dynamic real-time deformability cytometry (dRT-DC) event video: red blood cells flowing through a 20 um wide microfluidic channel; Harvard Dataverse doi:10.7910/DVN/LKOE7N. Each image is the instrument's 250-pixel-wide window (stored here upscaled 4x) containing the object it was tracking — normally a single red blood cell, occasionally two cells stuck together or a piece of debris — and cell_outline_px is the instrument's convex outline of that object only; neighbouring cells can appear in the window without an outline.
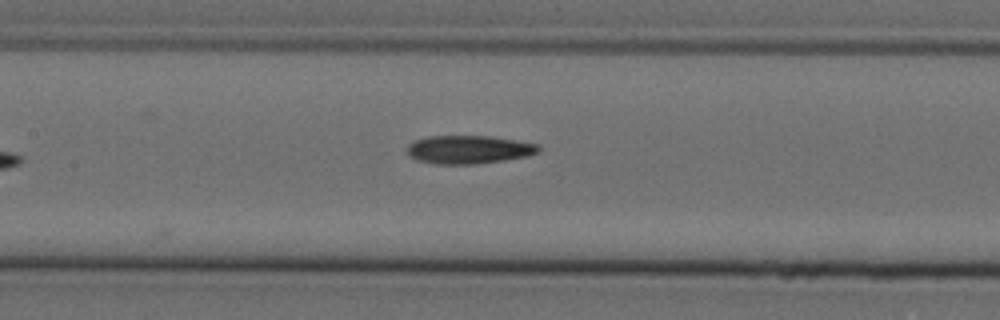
{"species": "Egyptian fruit bat (a non-hibernating species)", "species_latin": "Rousettus aegyptiacus", "temperature_condition": "cold", "stored_images_in_passage": 7, "camera_frame_rate_fps": 3000, "um_per_image_px": 0.085, "animal": {"sex": "female"}, "frame": {"image": 1, "passage_image": 7, "time_ms": 2.0, "image_size_px": [1000, 320], "cell_outline_px": [[540, 152], [528, 156], [504, 160], [476, 164], [436, 164], [416, 160], [404, 152], [408, 144], [416, 140], [428, 136], [492, 136], [540, 144]], "centroid_in_image_um": [39.84, 12.71], "position_along_channel_um": 167.6, "area_um2": 21.96}}